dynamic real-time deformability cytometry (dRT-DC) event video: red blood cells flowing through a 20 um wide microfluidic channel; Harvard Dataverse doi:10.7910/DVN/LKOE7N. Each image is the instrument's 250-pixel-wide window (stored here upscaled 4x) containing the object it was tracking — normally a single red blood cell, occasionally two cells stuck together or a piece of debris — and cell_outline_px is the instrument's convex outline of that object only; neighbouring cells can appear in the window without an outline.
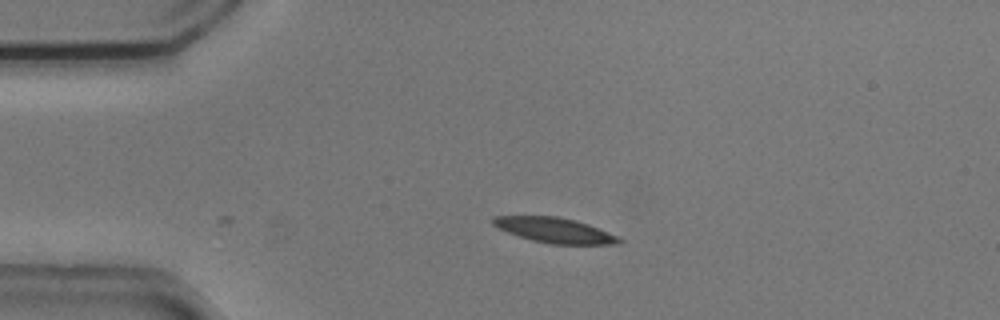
{"species": "common noctule bat (a hibernating species)", "species_latin": "Nyctalus noctula", "temperature_condition": "cold", "stored_images_in_passage": 12, "camera_frame_rate_fps": 3000, "um_per_image_px": 0.085, "animal": {"sex": "male", "body_mass_g": 20.5, "forearm_length_mm": 52.5}, "frame": {"image": 1, "passage_image": 12, "time_ms": 3.667, "image_size_px": [1000, 320], "cell_outline_px": [[624, 240], [620, 244], [552, 244], [532, 240], [508, 232], [492, 224], [492, 216], [556, 216], [576, 220], [588, 224], [620, 236]], "centroid_in_image_um": [47.21, 19.57], "position_along_channel_um": 37.8, "area_um2": 18.44}}